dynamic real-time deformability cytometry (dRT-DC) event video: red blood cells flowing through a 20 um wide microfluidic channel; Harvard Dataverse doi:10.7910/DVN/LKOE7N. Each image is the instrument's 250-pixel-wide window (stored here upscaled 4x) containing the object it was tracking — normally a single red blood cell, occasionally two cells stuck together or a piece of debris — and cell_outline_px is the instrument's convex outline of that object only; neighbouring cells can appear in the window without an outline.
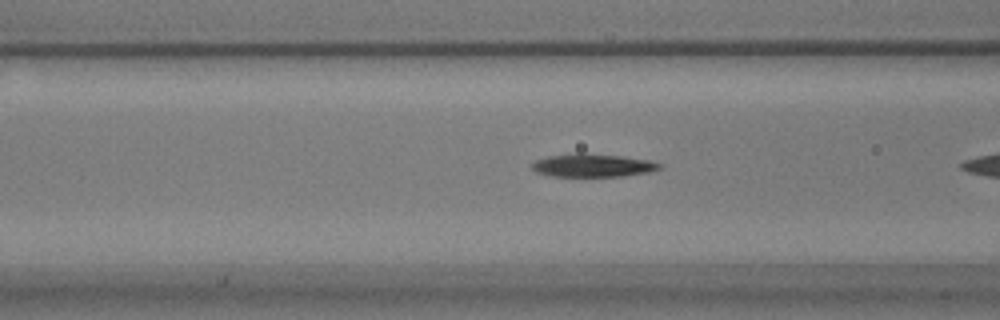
{"species": "common noctule bat (a hibernating species)", "species_latin": "Nyctalus noctula", "temperature_condition": "warm", "stored_images_in_passage": 9, "camera_frame_rate_fps": 3000, "um_per_image_px": 0.085, "animal": {"sex": "male", "body_mass_g": 17.9}, "frame": {"image": 1, "passage_image": 8, "time_ms": 2.333, "image_size_px": [1000, 320], "cell_outline_px": [[660, 168], [648, 172], [624, 176], [552, 176], [536, 172], [532, 168], [532, 164], [536, 160], [548, 156], [620, 156], [648, 160], [660, 164]], "centroid_in_image_um": [50.4, 14.11], "position_along_channel_um": 116.2, "area_um2": 15.95}}